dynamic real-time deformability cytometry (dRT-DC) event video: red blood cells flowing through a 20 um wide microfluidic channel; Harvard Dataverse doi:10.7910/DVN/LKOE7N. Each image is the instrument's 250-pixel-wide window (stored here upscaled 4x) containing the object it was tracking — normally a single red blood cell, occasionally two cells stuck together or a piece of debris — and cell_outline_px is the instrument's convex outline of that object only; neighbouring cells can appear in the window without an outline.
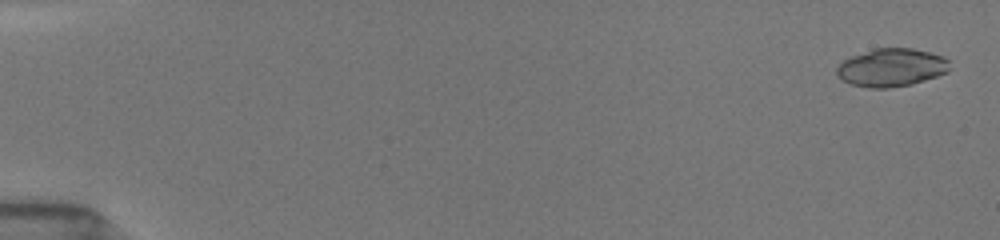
{"species": "common noctule bat (a hibernating species)", "species_latin": "Nyctalus noctula", "temperature_condition": "room temperature", "stored_images_in_passage": 53, "segment_of_instrument_passage": [1, 2], "camera_frame_rate_fps": 3000, "um_per_image_px": 0.085, "animal": {"sex": "female", "body_mass_g": 19.5, "forearm_length_mm": 54.1}, "frame": {"image": 1, "passage_image": 2, "time_ms": 0.333, "image_size_px": [1000, 240], "cell_outline_px": [[948, 72], [912, 84], [888, 88], [868, 88], [852, 84], [836, 76], [836, 68], [844, 60], [852, 56], [876, 48], [912, 48], [928, 52], [940, 56], [948, 60]], "centroid_in_image_um": [75.74, 5.75], "position_along_channel_um": 9.3, "area_um2": 24.74}}
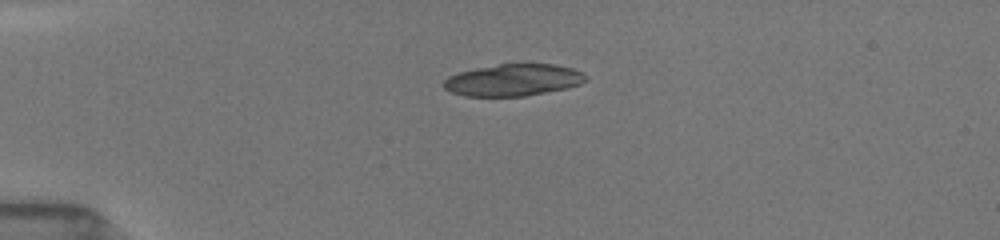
{"frame": {"image": 2, "passage_image": 14, "time_ms": 4.333, "image_size_px": [1000, 240], "cell_outline_px": [[588, 80], [580, 84], [568, 88], [524, 96], [464, 96], [452, 92], [444, 88], [444, 80], [448, 76], [460, 72], [476, 68], [520, 60], [556, 64], [572, 68], [584, 72]], "centroid_in_image_um": [43.69, 6.75], "position_along_channel_um": 41.3, "area_um2": 27.28}}